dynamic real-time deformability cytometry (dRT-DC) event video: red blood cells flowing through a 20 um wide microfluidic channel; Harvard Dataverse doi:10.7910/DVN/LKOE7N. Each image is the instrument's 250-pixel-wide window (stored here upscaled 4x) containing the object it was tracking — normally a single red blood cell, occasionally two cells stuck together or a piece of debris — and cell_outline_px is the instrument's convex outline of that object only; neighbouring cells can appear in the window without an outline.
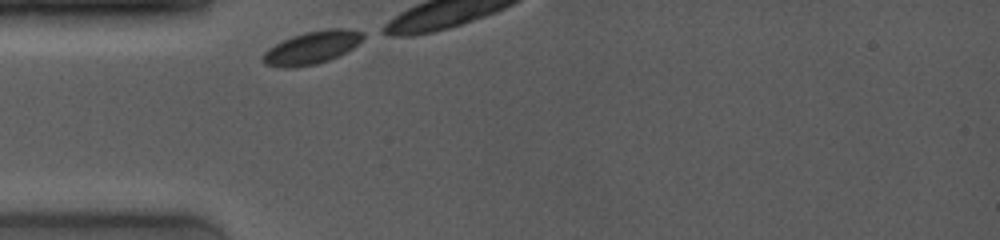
{"species": "common noctule bat (a hibernating species)", "species_latin": "Nyctalus noctula", "temperature_condition": "room temperature", "stored_images_in_passage": 1, "camera_frame_rate_fps": 4000, "um_per_image_px": 0.085, "animal": {"sex": "female", "body_mass_g": 19.0, "forearm_length_mm": 53.3}, "frame": {"image": 1, "passage_image": 1, "time_ms": 0.0, "image_size_px": [1000, 240], "cell_outline_px": [[364, 36], [352, 48], [328, 60], [316, 64], [292, 68], [284, 68], [264, 64], [264, 52], [268, 48], [292, 36], [304, 32], [328, 28], [348, 28], [364, 32]], "centroid_in_image_um": [26.51, 4.03], "position_along_channel_um": 58.5, "area_um2": 18.9}}